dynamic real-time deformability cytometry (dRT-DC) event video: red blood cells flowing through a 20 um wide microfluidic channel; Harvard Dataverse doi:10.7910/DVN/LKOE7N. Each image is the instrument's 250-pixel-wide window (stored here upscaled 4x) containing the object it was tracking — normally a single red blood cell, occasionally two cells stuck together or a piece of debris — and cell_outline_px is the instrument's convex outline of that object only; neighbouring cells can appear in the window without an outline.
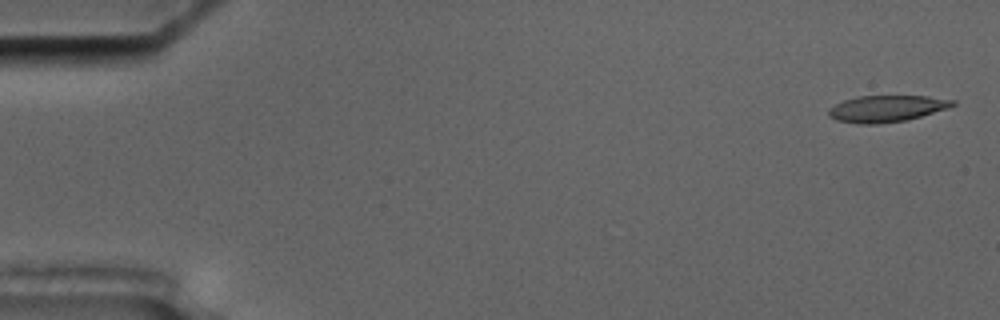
{"species": "common noctule bat (a hibernating species)", "species_latin": "Nyctalus noctula", "temperature_condition": "cold", "stored_images_in_passage": 7, "camera_frame_rate_fps": 3000, "um_per_image_px": 0.085, "animal": {"sex": "male", "body_mass_g": 17.5, "forearm_length_mm": 52.3}, "frame": {"image": 1, "passage_image": 1, "time_ms": 0.0, "image_size_px": [1000, 320], "cell_outline_px": [[956, 104], [948, 108], [920, 116], [904, 120], [876, 124], [860, 124], [836, 120], [828, 116], [828, 108], [844, 100], [860, 96], [928, 96], [956, 100]], "centroid_in_image_um": [75.35, 9.23], "position_along_channel_um": 9.7, "area_um2": 19.07}}